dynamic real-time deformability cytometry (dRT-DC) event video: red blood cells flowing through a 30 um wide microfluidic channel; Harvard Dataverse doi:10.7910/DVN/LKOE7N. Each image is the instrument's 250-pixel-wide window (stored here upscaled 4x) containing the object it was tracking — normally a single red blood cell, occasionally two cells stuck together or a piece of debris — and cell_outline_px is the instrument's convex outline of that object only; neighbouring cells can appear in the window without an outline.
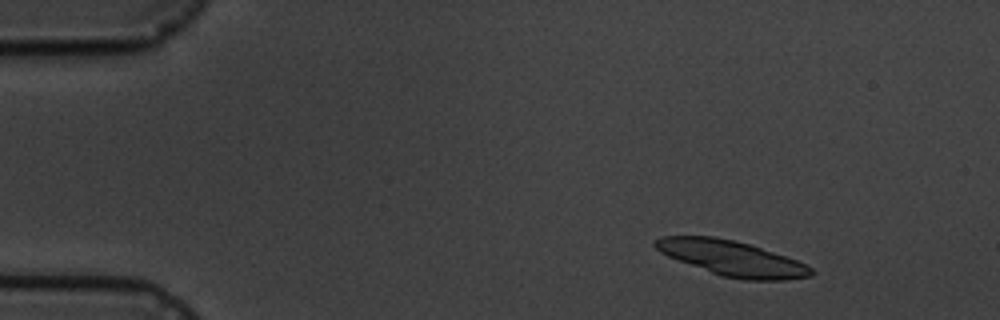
{"species": "common noctule bat (a hibernating species)", "species_latin": "Nyctalus noctula", "temperature_condition": "cold", "stored_images_in_passage": 6, "camera_frame_rate_fps": 3000, "um_per_image_px": 0.085, "animal": {"sex": "male", "body_mass_g": 19.5, "forearm_length_mm": 54.6}, "frame": {"image": 1, "passage_image": 2, "time_ms": 1.0, "image_size_px": [1000, 320], "cell_outline_px": [[812, 276], [788, 280], [744, 280], [720, 276], [668, 256], [660, 252], [652, 244], [652, 240], [660, 236], [716, 236], [748, 244], [796, 260], [812, 268]], "centroid_in_image_um": [62.16, 21.95], "position_along_channel_um": 22.8, "area_um2": 31.73}}